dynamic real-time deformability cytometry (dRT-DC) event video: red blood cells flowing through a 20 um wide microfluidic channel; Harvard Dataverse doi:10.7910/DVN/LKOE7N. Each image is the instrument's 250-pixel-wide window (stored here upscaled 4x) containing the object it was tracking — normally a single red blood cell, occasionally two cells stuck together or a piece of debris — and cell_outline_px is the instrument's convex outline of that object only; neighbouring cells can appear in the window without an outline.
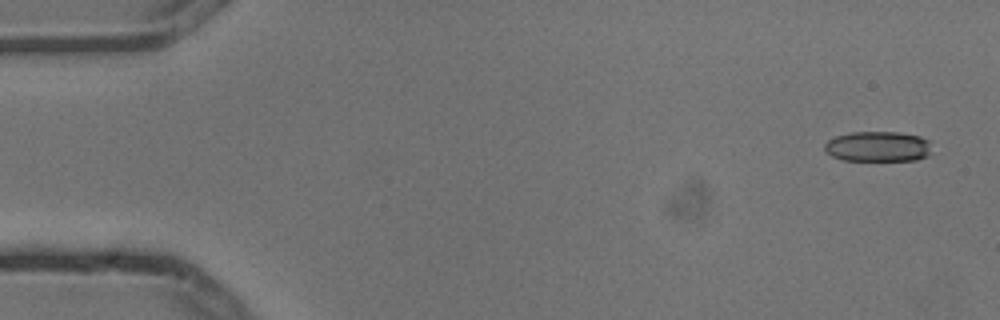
{"species": "common noctule bat (a hibernating species)", "species_latin": "Nyctalus noctula", "temperature_condition": "cold", "stored_images_in_passage": 5, "camera_frame_rate_fps": 3000, "um_per_image_px": 0.085, "animal": {"sex": "male", "body_mass_g": 13.3}, "frame": {"image": 1, "passage_image": 1, "time_ms": 0.0, "image_size_px": [1000, 320], "cell_outline_px": [[928, 156], [916, 160], [844, 160], [832, 156], [824, 148], [824, 144], [828, 140], [836, 136], [852, 132], [900, 132], [920, 136], [928, 140]], "centroid_in_image_um": [74.6, 12.45], "position_along_channel_um": 10.4, "area_um2": 18.73}}
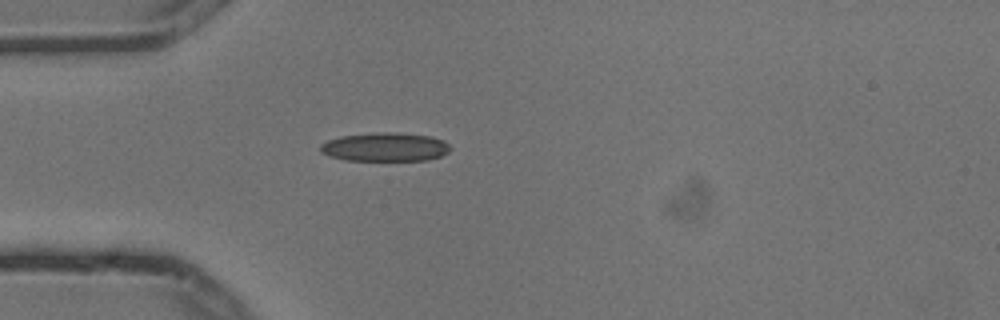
{"frame": {"image": 2, "passage_image": 5, "time_ms": 1.333, "image_size_px": [1000, 320], "cell_outline_px": [[452, 148], [448, 152], [440, 156], [428, 160], [344, 160], [328, 156], [320, 152], [320, 144], [328, 140], [340, 136], [380, 132], [396, 132], [428, 136], [444, 140]], "centroid_in_image_um": [32.71, 12.49], "position_along_channel_um": 52.3, "area_um2": 21.79}}